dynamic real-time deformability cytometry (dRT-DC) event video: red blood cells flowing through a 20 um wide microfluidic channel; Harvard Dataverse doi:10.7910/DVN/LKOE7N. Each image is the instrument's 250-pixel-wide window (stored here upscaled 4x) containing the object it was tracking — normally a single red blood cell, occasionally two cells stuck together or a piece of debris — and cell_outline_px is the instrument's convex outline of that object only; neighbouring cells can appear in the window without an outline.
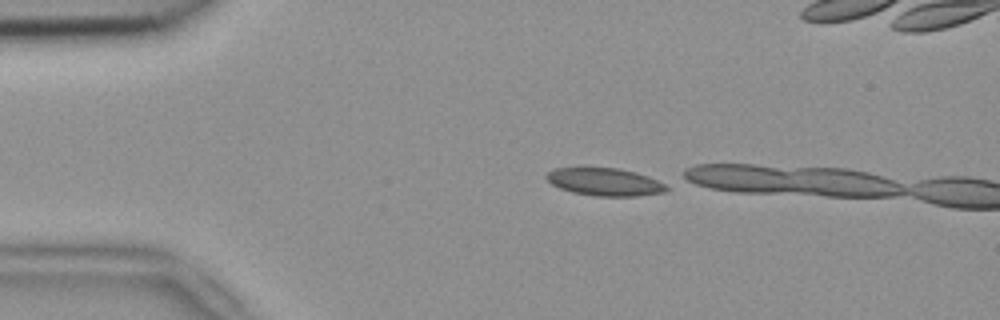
{"species": "common noctule bat (a hibernating species)", "species_latin": "Nyctalus noctula", "temperature_condition": "room temperature", "stored_images_in_passage": 4, "camera_frame_rate_fps": 3000, "um_per_image_px": 0.085, "animal": {"sex": "female", "body_mass_g": 18.4}, "frame": {"image": 1, "passage_image": 1, "time_ms": 0.0, "image_size_px": [1000, 320], "cell_outline_px": [[668, 192], [636, 196], [596, 196], [572, 192], [560, 188], [552, 184], [544, 176], [548, 172], [556, 168], [620, 168], [636, 172], [648, 176], [664, 184], [668, 188]], "centroid_in_image_um": [51.42, 15.46], "position_along_channel_um": 33.6, "area_um2": 19.31}}